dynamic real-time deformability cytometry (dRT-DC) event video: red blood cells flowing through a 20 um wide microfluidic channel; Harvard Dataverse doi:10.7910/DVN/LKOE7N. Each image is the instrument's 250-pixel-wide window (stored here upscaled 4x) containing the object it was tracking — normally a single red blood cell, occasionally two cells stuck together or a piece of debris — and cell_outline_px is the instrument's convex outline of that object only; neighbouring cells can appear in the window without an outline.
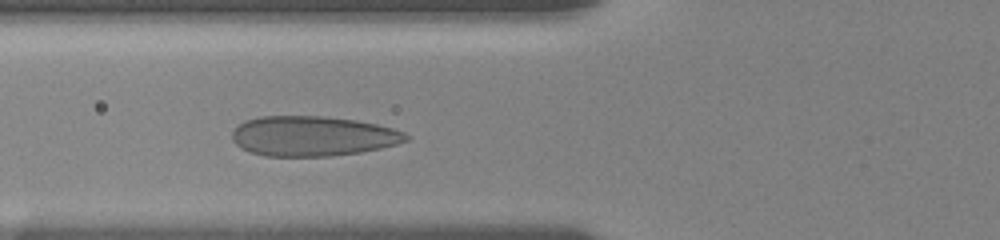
{"species": "human", "species_latin": "Homo sapiens", "temperature_condition": "room temperature", "stored_images_in_passage": 16, "camera_frame_rate_fps": 3000, "um_per_image_px": 0.085, "donor": {"sex": "female"}, "frame": {"image": 1, "passage_image": 8, "time_ms": 4.667, "image_size_px": [1000, 240], "cell_outline_px": [[412, 136], [408, 140], [396, 144], [380, 148], [360, 152], [332, 156], [264, 156], [248, 152], [240, 148], [232, 140], [232, 132], [244, 120], [260, 116], [324, 116], [356, 120], [376, 124], [392, 128], [404, 132]], "centroid_in_image_um": [26.57, 11.57], "position_along_channel_um": 99.2, "area_um2": 40.75}}
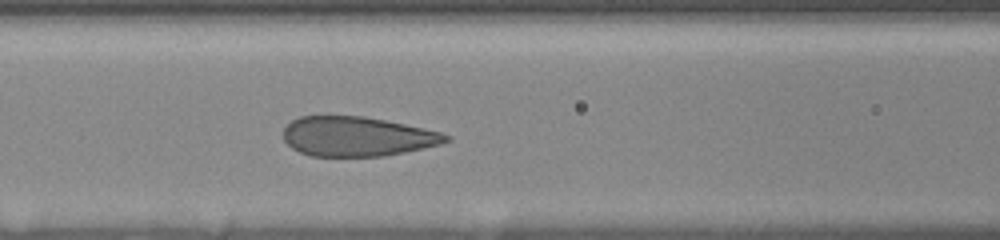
{"frame": {"image": 2, "passage_image": 11, "time_ms": 5.667, "image_size_px": [1000, 240], "cell_outline_px": [[452, 140], [440, 144], [424, 148], [384, 156], [312, 156], [300, 152], [292, 148], [284, 140], [284, 128], [292, 120], [300, 116], [364, 116], [404, 124], [440, 132], [452, 136]], "centroid_in_image_um": [30.36, 11.6], "position_along_channel_um": 136.2, "area_um2": 37.4}}
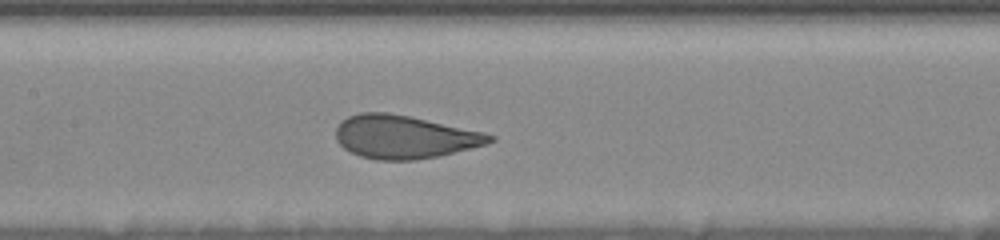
{"frame": {"image": 3, "passage_image": 14, "time_ms": 6.667, "image_size_px": [1000, 240], "cell_outline_px": [[496, 140], [484, 144], [440, 156], [416, 160], [376, 160], [360, 156], [344, 148], [336, 140], [336, 128], [348, 116], [360, 112], [388, 112], [408, 116], [484, 132], [496, 136]], "centroid_in_image_um": [34.36, 11.64], "position_along_channel_um": 173.0, "area_um2": 38.49}}